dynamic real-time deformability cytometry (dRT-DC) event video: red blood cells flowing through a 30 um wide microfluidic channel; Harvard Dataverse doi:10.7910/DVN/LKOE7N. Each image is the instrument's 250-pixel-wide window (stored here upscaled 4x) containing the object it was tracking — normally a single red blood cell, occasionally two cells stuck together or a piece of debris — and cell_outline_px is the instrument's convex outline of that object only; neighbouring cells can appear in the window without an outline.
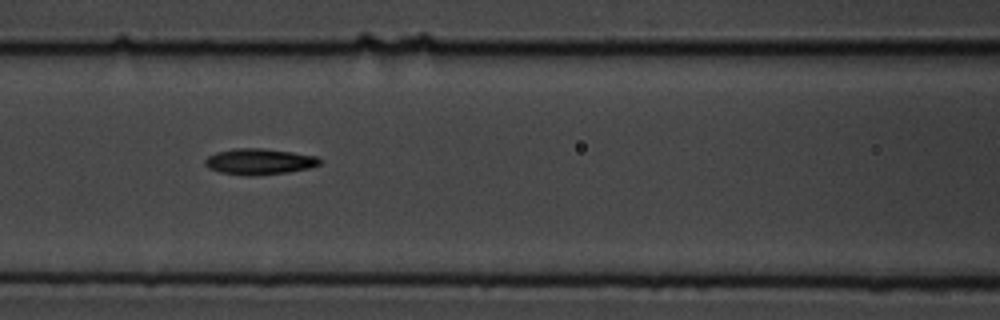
{"species": "common noctule bat (a hibernating species)", "species_latin": "Nyctalus noctula", "temperature_condition": "cold", "stored_images_in_passage": 7, "camera_frame_rate_fps": 3000, "um_per_image_px": 0.085, "animal": {"sex": "male", "body_mass_g": 19.5, "forearm_length_mm": 54.6}, "frame": {"image": 1, "passage_image": 7, "time_ms": 8.0, "image_size_px": [1000, 320], "cell_outline_px": [[320, 164], [308, 168], [288, 172], [252, 176], [248, 176], [220, 172], [208, 168], [204, 164], [204, 160], [208, 156], [216, 152], [236, 148], [264, 148], [292, 152], [316, 156], [320, 160]], "centroid_in_image_um": [22.0, 13.73], "position_along_channel_um": 144.6, "area_um2": 17.34}}